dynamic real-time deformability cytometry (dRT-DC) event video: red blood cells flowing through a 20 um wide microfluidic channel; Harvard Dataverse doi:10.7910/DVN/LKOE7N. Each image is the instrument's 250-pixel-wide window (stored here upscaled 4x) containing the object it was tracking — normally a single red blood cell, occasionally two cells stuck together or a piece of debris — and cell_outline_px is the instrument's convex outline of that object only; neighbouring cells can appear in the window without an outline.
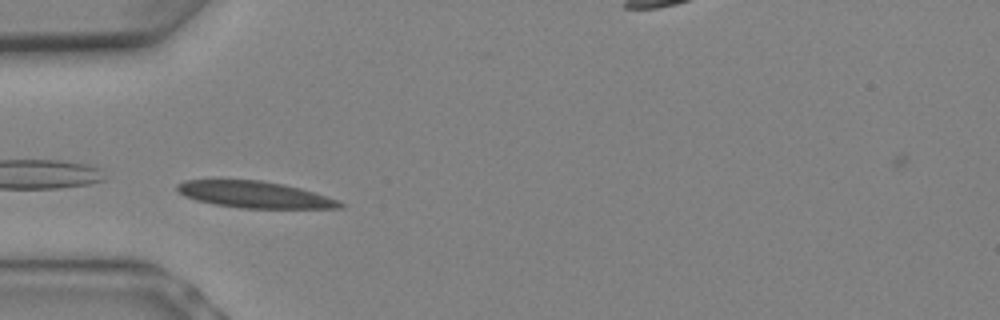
{"species": "Egyptian fruit bat (a non-hibernating species)", "species_latin": "Rousettus aegyptiacus", "temperature_condition": "warm", "stored_images_in_passage": 3, "camera_frame_rate_fps": 3000, "um_per_image_px": 0.085, "animal": {"sex": "female"}, "frame": {"image": 1, "passage_image": 2, "time_ms": 0.333, "image_size_px": [1000, 320], "cell_outline_px": [[344, 208], [240, 208], [216, 204], [196, 200], [184, 196], [176, 192], [176, 184], [184, 180], [260, 180], [284, 184], [300, 188], [336, 200], [344, 204]], "centroid_in_image_um": [21.57, 16.54], "position_along_channel_um": 63.4, "area_um2": 25.03}}